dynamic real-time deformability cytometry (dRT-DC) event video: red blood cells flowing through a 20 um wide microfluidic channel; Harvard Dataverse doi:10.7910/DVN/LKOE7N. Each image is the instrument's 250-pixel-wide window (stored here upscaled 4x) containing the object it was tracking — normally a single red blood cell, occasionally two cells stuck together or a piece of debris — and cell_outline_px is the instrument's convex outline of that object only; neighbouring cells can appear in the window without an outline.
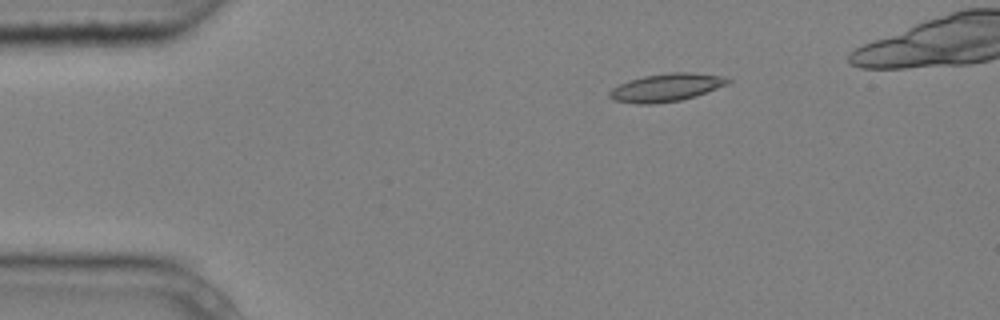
{"species": "common noctule bat (a hibernating species)", "species_latin": "Nyctalus noctula", "temperature_condition": "cold", "stored_images_in_passage": 6, "camera_frame_rate_fps": 3000, "um_per_image_px": 0.085, "animal": {"sex": "male", "body_mass_g": 20.4}, "frame": {"image": 1, "passage_image": 3, "time_ms": 0.667, "image_size_px": [1000, 320], "cell_outline_px": [[732, 80], [728, 84], [696, 96], [680, 100], [652, 104], [636, 104], [612, 100], [608, 96], [608, 92], [612, 88], [628, 80], [644, 76], [672, 72], [692, 72], [724, 76]], "centroid_in_image_um": [56.62, 7.44], "position_along_channel_um": 28.4, "area_um2": 19.36}}
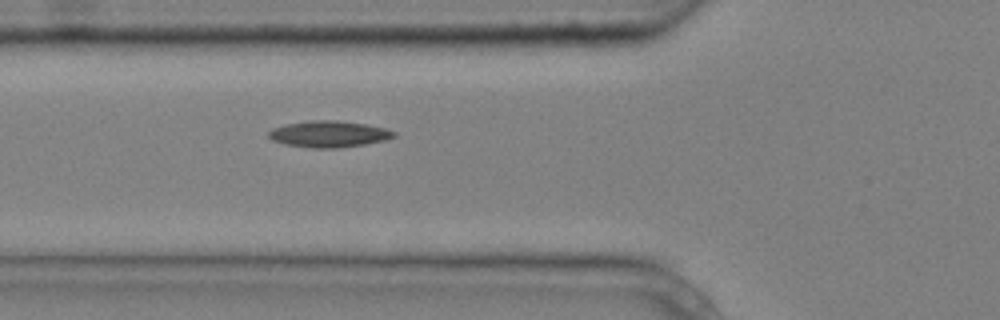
{"frame": {"image": 2, "passage_image": 6, "time_ms": 1.667, "image_size_px": [1000, 320], "cell_outline_px": [[396, 136], [384, 140], [364, 144], [336, 148], [308, 148], [284, 144], [272, 140], [268, 136], [268, 132], [272, 128], [288, 124], [312, 120], [336, 120], [364, 124], [384, 128], [396, 132]], "centroid_in_image_um": [27.92, 11.4], "position_along_channel_um": 97.9, "area_um2": 19.13}}